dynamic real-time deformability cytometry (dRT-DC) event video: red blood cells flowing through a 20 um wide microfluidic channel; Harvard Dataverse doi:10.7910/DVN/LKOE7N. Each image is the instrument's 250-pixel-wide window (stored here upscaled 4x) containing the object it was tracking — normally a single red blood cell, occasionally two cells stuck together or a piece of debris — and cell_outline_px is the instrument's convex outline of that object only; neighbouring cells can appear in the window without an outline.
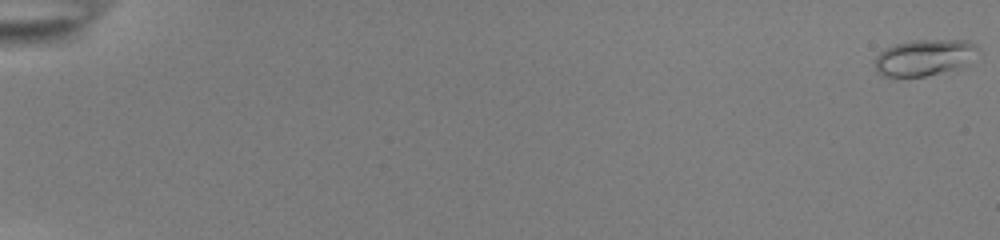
{"species": "common noctule bat (a hibernating species)", "species_latin": "Nyctalus noctula", "temperature_condition": "room temperature", "stored_images_in_passage": 55, "camera_frame_rate_fps": 3000, "um_per_image_px": 0.085, "animal": {"sex": "female", "body_mass_g": 22.0, "forearm_length_mm": 56.7}, "frame": {"image": 1, "passage_image": 1, "time_ms": 0.0, "image_size_px": [1000, 240], "cell_outline_px": [[980, 48], [956, 68], [924, 76], [884, 76], [876, 68], [876, 56], [884, 48], [896, 44], [912, 40], [968, 40]], "centroid_in_image_um": [78.5, 4.86], "position_along_channel_um": 6.5, "area_um2": 20.98}}
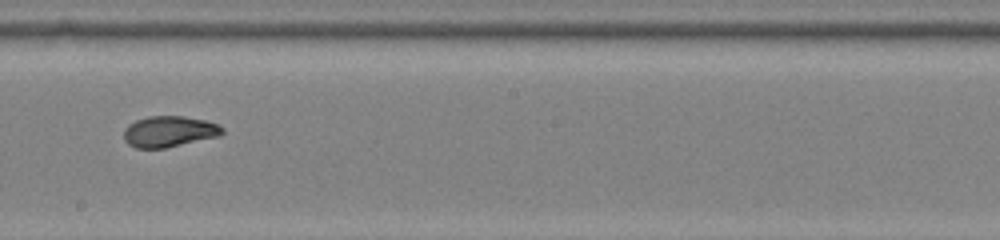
{"frame": {"image": 2, "passage_image": 34, "time_ms": 11.0, "image_size_px": [1000, 240], "cell_outline_px": [[224, 132], [220, 136], [164, 148], [136, 148], [128, 144], [124, 140], [124, 128], [128, 124], [136, 120], [148, 116], [184, 116], [204, 120], [220, 124], [224, 128]], "centroid_in_image_um": [14.38, 11.17], "position_along_channel_um": 233.8, "area_um2": 17.92}}
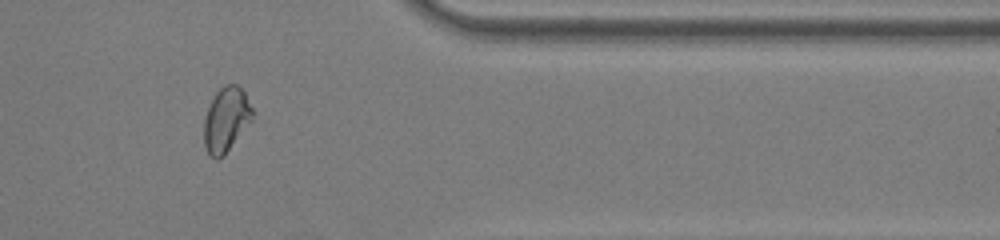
{"frame": {"image": 3, "passage_image": 47, "time_ms": 15.333, "image_size_px": [1000, 240], "cell_outline_px": [[256, 112], [252, 120], [224, 156], [216, 160], [208, 156], [204, 144], [204, 120], [208, 108], [216, 92], [224, 84], [236, 84], [244, 92]], "centroid_in_image_um": [19.24, 10.18], "position_along_channel_um": 392.2, "area_um2": 18.5}, "authors_computed_cell_mechanics": {"area_um2": 18.0336, "velocity_mm_per_s": 3.8819, "shape_relaxation_time_tau1_ms": 5.7618, "shape_relaxation_time_tau2_ms": 1.4196, "deformation_change_tau1": 0.1494, "deformation_change_tau2": 0.0605}}